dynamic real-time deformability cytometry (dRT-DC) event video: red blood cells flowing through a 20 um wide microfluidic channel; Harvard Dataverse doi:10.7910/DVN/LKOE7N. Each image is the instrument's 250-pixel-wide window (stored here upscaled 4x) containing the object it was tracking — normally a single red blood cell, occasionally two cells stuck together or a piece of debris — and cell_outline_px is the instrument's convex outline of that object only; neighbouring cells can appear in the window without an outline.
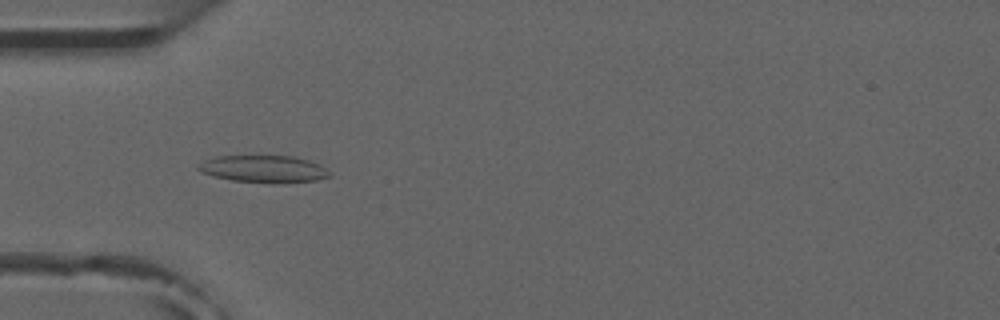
{"species": "common noctule bat (a hibernating species)", "species_latin": "Nyctalus noctula", "temperature_condition": "room temperature", "stored_images_in_passage": 7, "camera_frame_rate_fps": 3000, "um_per_image_px": 0.085, "animal": {"sex": "male", "forearm_length_mm": 52.5}, "frame": {"image": 1, "passage_image": 4, "time_ms": 3.667, "image_size_px": [1000, 320], "cell_outline_px": [[332, 176], [316, 180], [280, 184], [232, 180], [212, 176], [200, 172], [196, 168], [196, 164], [204, 160], [216, 156], [292, 156], [308, 160], [320, 164], [332, 172]], "centroid_in_image_um": [22.42, 14.37], "position_along_channel_um": 62.6, "area_um2": 21.15}}
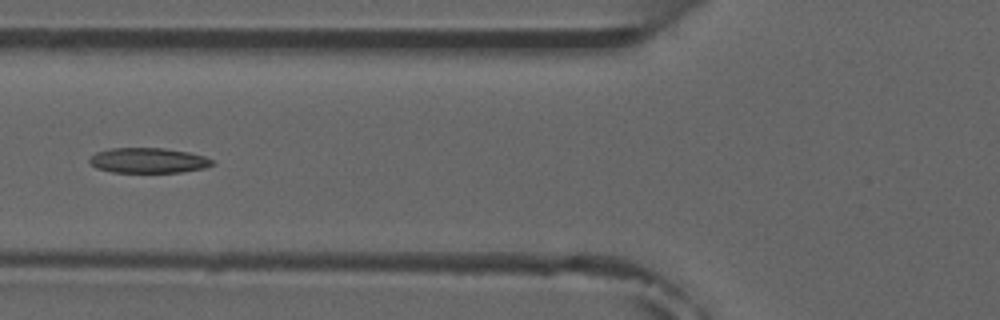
{"frame": {"image": 2, "passage_image": 5, "time_ms": 5.0, "image_size_px": [1000, 320], "cell_outline_px": [[216, 164], [204, 168], [180, 172], [112, 172], [96, 168], [88, 160], [88, 156], [96, 152], [108, 148], [164, 148], [188, 152], [204, 156], [212, 160]], "centroid_in_image_um": [12.57, 13.63], "position_along_channel_um": 113.2, "area_um2": 18.09}}
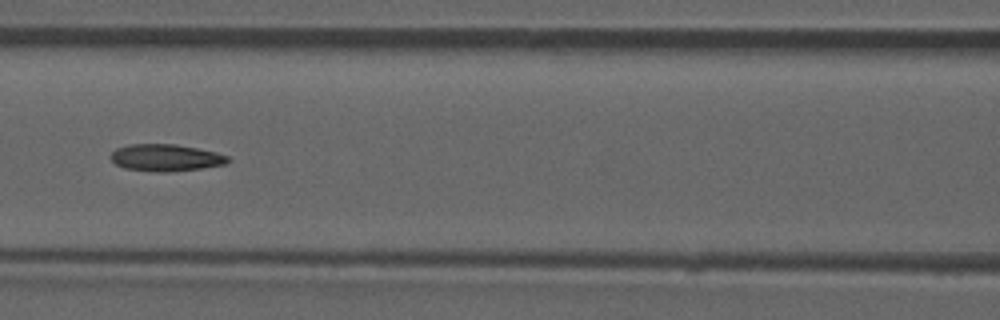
{"frame": {"image": 3, "passage_image": 6, "time_ms": 6.0, "image_size_px": [1000, 320], "cell_outline_px": [[232, 160], [224, 164], [200, 168], [168, 172], [152, 172], [124, 168], [116, 164], [108, 156], [116, 148], [128, 144], [176, 144], [216, 152], [228, 156]], "centroid_in_image_um": [14.05, 13.4], "position_along_channel_um": 152.5, "area_um2": 18.5}}